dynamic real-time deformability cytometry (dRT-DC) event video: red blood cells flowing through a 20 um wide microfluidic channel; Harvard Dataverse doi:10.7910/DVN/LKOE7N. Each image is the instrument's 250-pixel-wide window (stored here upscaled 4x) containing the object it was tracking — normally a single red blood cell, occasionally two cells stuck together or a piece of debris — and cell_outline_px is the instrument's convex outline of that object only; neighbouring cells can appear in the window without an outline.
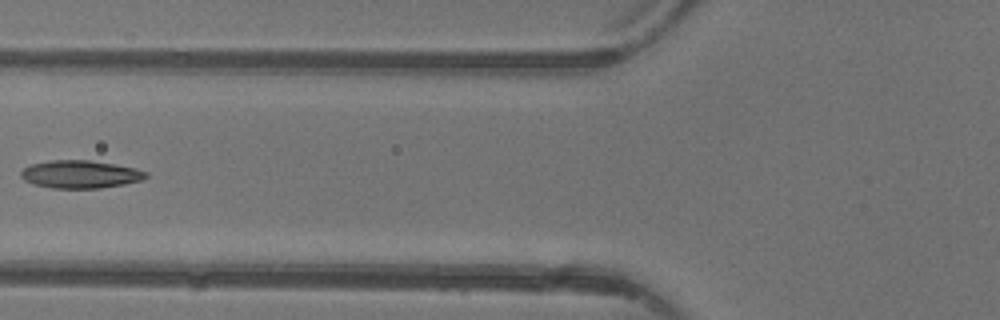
{"species": "common noctule bat (a hibernating species)", "species_latin": "Nyctalus noctula", "temperature_condition": "warm", "stored_images_in_passage": 5, "camera_frame_rate_fps": 3000, "um_per_image_px": 0.085, "animal": {"sex": "female"}, "frame": {"image": 1, "passage_image": 5, "time_ms": 5.667, "image_size_px": [1000, 320], "cell_outline_px": [[148, 176], [140, 180], [124, 184], [100, 188], [52, 188], [32, 184], [24, 180], [20, 176], [20, 172], [28, 164], [52, 160], [88, 160], [136, 168], [148, 172]], "centroid_in_image_um": [6.78, 14.81], "position_along_channel_um": 119.0, "area_um2": 20.29}}